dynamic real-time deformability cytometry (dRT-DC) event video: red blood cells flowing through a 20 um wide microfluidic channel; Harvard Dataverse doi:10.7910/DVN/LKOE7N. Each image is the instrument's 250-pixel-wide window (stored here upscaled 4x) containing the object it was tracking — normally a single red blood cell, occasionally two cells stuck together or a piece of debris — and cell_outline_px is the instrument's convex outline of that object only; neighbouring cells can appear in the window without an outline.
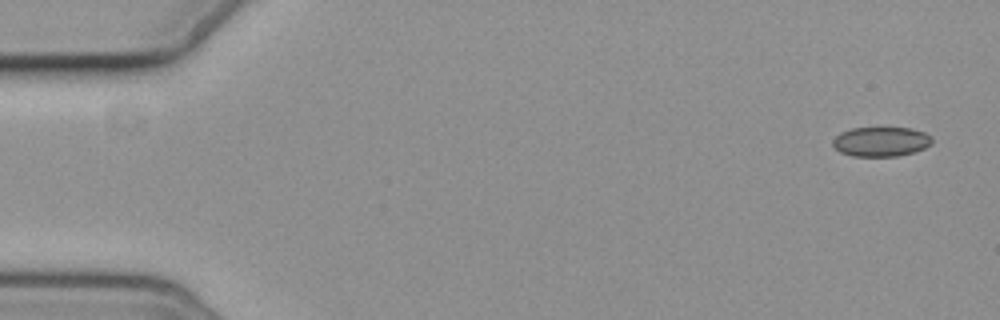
{"species": "common noctule bat (a hibernating species)", "species_latin": "Nyctalus noctula", "temperature_condition": "cold", "stored_images_in_passage": 4, "camera_frame_rate_fps": 3000, "um_per_image_px": 0.085, "animal": {"sex": "female", "body_mass_g": 19.3, "forearm_length_mm": 54.1}, "frame": {"image": 1, "passage_image": 1, "time_ms": 0.0, "image_size_px": [1000, 320], "cell_outline_px": [[932, 144], [924, 148], [900, 156], [852, 156], [840, 152], [832, 144], [832, 140], [840, 132], [852, 128], [912, 128], [924, 132], [932, 136]], "centroid_in_image_um": [74.89, 12.04], "position_along_channel_um": 10.1, "area_um2": 17.17}}